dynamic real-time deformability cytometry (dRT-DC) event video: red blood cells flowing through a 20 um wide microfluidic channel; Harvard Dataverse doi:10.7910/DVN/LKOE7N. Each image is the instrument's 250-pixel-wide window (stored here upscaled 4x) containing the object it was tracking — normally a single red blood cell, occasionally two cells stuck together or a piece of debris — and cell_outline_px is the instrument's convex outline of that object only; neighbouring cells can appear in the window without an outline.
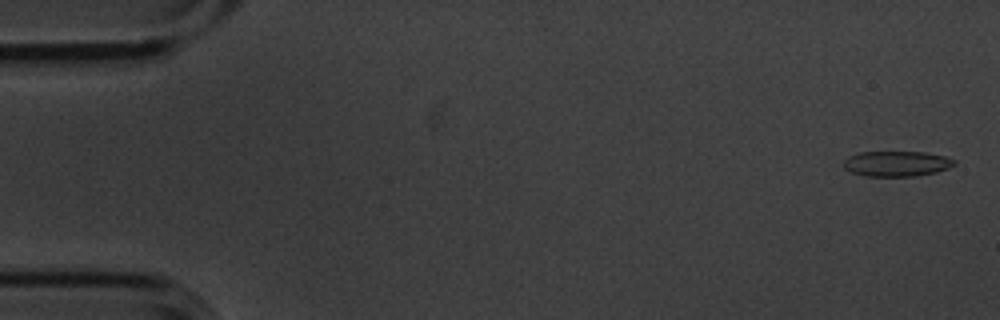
{"species": "common noctule bat (a hibernating species)", "species_latin": "Nyctalus noctula", "temperature_condition": "cold", "stored_images_in_passage": 3, "camera_frame_rate_fps": 3000, "um_per_image_px": 0.085, "animal": {"sex": "male", "body_mass_g": 20.1, "forearm_length_mm": 53.5}, "frame": {"image": 1, "passage_image": 1, "time_ms": 0.0, "image_size_px": [1000, 320], "cell_outline_px": [[956, 164], [948, 168], [936, 172], [916, 176], [864, 176], [852, 172], [844, 168], [844, 160], [848, 156], [860, 152], [924, 152], [944, 156], [956, 160]], "centroid_in_image_um": [76.22, 13.91], "position_along_channel_um": 8.8, "area_um2": 16.36}}